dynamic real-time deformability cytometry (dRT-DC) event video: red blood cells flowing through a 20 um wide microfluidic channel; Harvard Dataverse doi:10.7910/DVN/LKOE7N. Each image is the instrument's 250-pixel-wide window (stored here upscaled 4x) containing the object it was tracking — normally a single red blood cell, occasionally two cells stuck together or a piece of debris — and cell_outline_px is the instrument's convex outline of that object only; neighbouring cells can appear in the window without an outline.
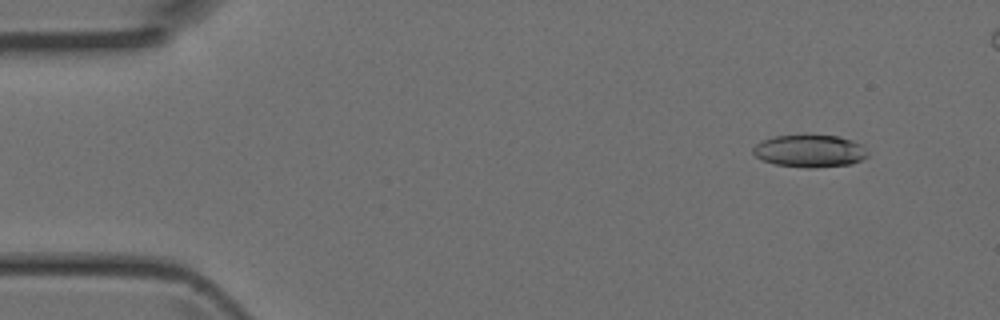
{"species": "Egyptian fruit bat (a non-hibernating species)", "species_latin": "Rousettus aegyptiacus", "temperature_condition": "room temperature", "stored_images_in_passage": 4, "camera_frame_rate_fps": 3000, "um_per_image_px": 0.085, "animal": {"sex": "female"}, "frame": {"image": 1, "passage_image": 1, "time_ms": 0.0, "image_size_px": [1000, 320], "cell_outline_px": [[868, 156], [852, 164], [816, 168], [808, 168], [776, 164], [764, 160], [756, 156], [752, 152], [752, 148], [756, 144], [764, 140], [776, 136], [840, 136], [864, 144], [868, 152]], "centroid_in_image_um": [68.89, 12.84], "position_along_channel_um": 16.1, "area_um2": 21.56}}
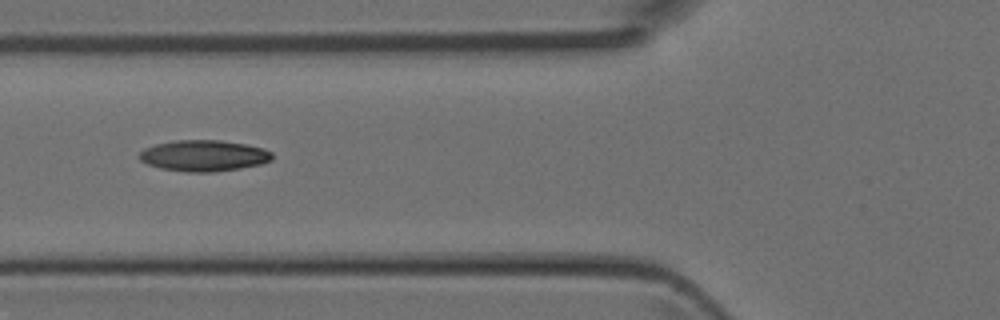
{"frame": {"image": 2, "passage_image": 4, "time_ms": 1.0, "image_size_px": [1000, 320], "cell_outline_px": [[272, 160], [260, 164], [240, 168], [212, 172], [188, 172], [160, 168], [148, 164], [140, 160], [140, 152], [144, 148], [156, 144], [176, 140], [220, 140], [244, 144], [264, 148], [272, 152]], "centroid_in_image_um": [17.33, 13.23], "position_along_channel_um": 108.5, "area_um2": 23.99}}